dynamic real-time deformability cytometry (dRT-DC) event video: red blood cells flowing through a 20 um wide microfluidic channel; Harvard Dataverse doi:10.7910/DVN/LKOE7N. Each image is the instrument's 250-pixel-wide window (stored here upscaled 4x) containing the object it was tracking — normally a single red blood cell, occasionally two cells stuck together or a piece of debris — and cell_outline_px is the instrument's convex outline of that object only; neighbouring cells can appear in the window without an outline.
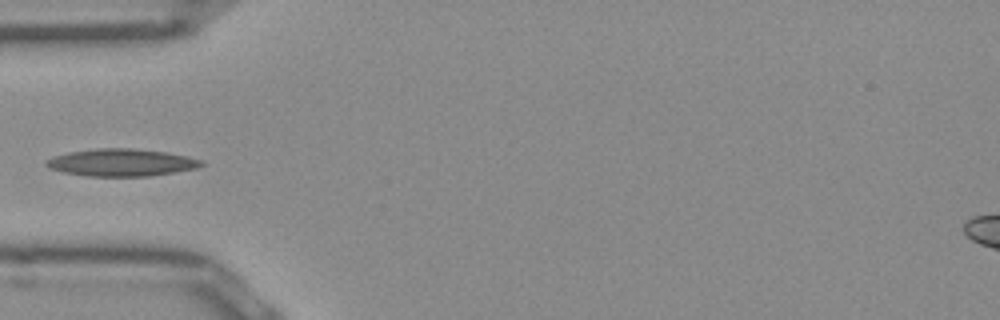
{"species": "Egyptian fruit bat (a non-hibernating species)", "species_latin": "Rousettus aegyptiacus", "temperature_condition": "room temperature", "stored_images_in_passage": 36, "camera_frame_rate_fps": 3000, "um_per_image_px": 0.085, "frame": {"image": 1, "passage_image": 1, "time_ms": 0.0, "image_size_px": [1000, 320], "cell_outline_px": [[204, 164], [196, 168], [148, 176], [88, 176], [64, 172], [48, 168], [44, 164], [48, 160], [56, 156], [68, 152], [96, 148], [132, 148], [168, 152], [188, 156], [204, 160]], "centroid_in_image_um": [10.34, 13.8], "position_along_channel_um": 74.7, "area_um2": 24.62}}
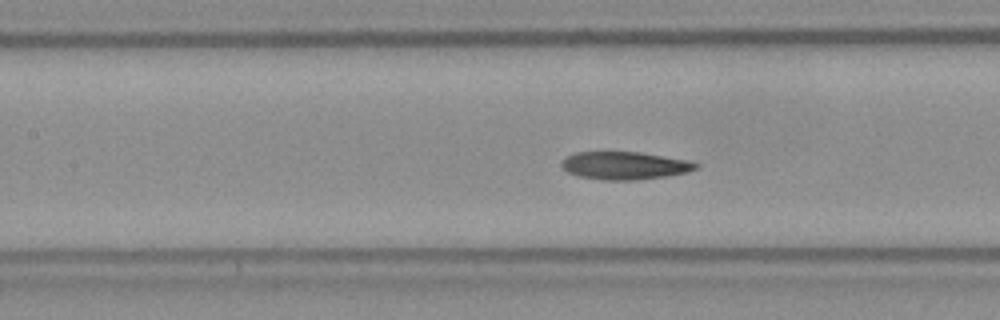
{"frame": {"image": 2, "passage_image": 7, "time_ms": 2.0, "image_size_px": [1000, 320], "cell_outline_px": [[700, 168], [688, 172], [668, 176], [636, 180], [604, 180], [580, 176], [568, 172], [560, 164], [568, 156], [576, 152], [640, 152], [692, 160], [700, 164]], "centroid_in_image_um": [53.21, 14.07], "position_along_channel_um": 154.2, "area_um2": 21.91}}
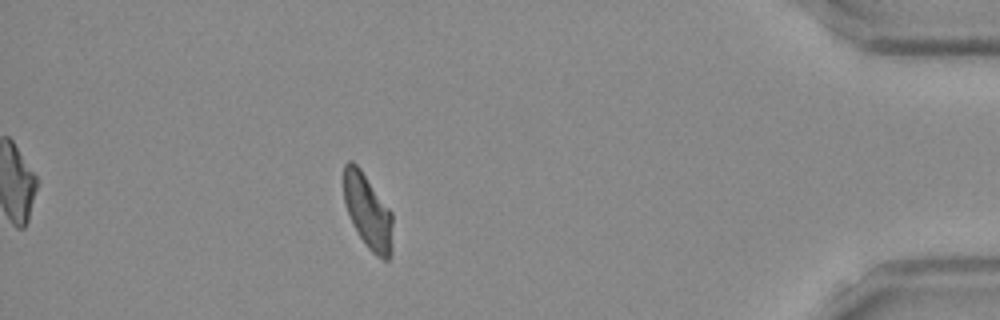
{"frame": {"image": 3, "passage_image": 30, "time_ms": 9.667, "image_size_px": [1000, 320], "cell_outline_px": [[392, 248], [388, 260], [384, 260], [376, 256], [368, 248], [352, 224], [344, 200], [344, 164], [348, 160], [352, 160], [360, 168], [392, 212]], "centroid_in_image_um": [31.27, 17.97], "position_along_channel_um": 403.9, "area_um2": 21.15}}